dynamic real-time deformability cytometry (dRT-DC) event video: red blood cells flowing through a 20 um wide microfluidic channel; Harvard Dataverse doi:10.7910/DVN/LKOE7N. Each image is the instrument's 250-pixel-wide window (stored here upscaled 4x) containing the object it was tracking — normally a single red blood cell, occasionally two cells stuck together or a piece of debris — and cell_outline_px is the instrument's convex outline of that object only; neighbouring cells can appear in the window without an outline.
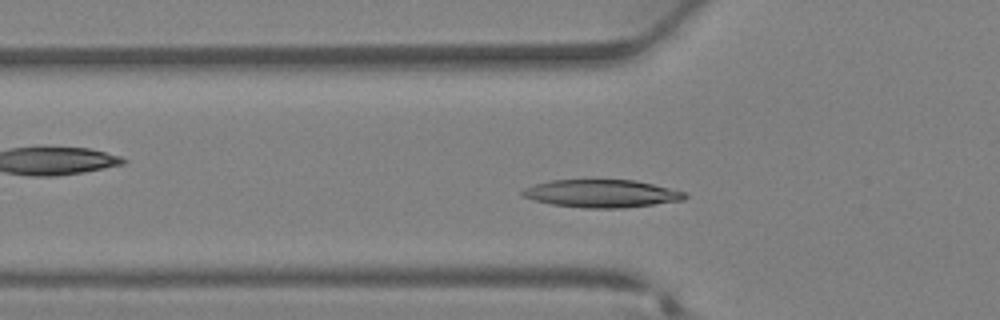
{"species": "Egyptian fruit bat (a non-hibernating species)", "species_latin": "Rousettus aegyptiacus", "temperature_condition": "warm", "stored_images_in_passage": 33, "camera_frame_rate_fps": 3000, "um_per_image_px": 0.085, "animal": {"sex": "female"}, "frame": {"image": 1, "passage_image": 8, "time_ms": 2.333, "image_size_px": [1000, 320], "cell_outline_px": [[688, 196], [684, 200], [624, 208], [584, 208], [552, 204], [536, 200], [524, 196], [520, 192], [524, 188], [536, 184], [552, 180], [636, 180], [688, 192]], "centroid_in_image_um": [51.2, 16.45], "position_along_channel_um": 74.6, "area_um2": 26.24}}
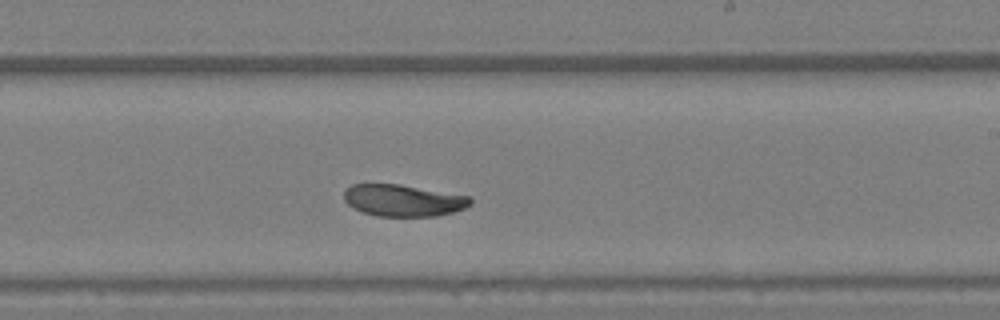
{"frame": {"image": 2, "passage_image": 18, "time_ms": 5.667, "image_size_px": [1000, 320], "cell_outline_px": [[472, 204], [464, 208], [452, 212], [436, 216], [376, 216], [352, 208], [344, 200], [344, 192], [352, 184], [400, 184], [472, 196]], "centroid_in_image_um": [34.3, 17.03], "position_along_channel_um": 254.7, "area_um2": 23.52}}
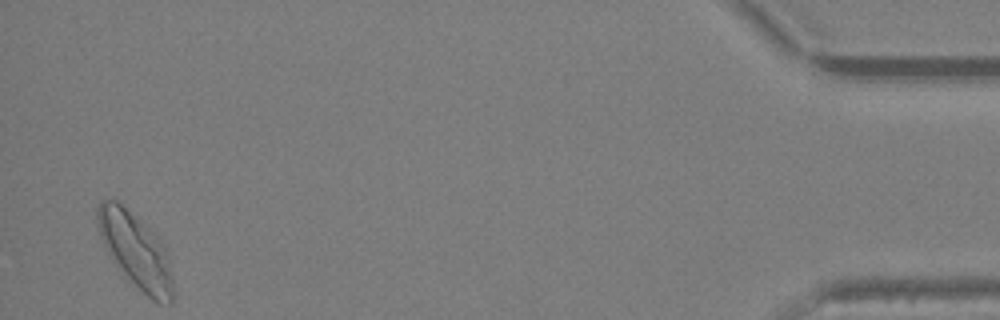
{"frame": {"image": 3, "passage_image": 32, "time_ms": 10.333, "image_size_px": [1000, 320], "cell_outline_px": [[172, 304], [156, 304], [112, 260], [100, 236], [96, 220], [96, 212], [100, 200], [116, 200], [148, 228], [160, 240], [168, 256], [172, 280]], "centroid_in_image_um": [11.52, 21.3], "position_along_channel_um": 423.7, "area_um2": 31.96}}